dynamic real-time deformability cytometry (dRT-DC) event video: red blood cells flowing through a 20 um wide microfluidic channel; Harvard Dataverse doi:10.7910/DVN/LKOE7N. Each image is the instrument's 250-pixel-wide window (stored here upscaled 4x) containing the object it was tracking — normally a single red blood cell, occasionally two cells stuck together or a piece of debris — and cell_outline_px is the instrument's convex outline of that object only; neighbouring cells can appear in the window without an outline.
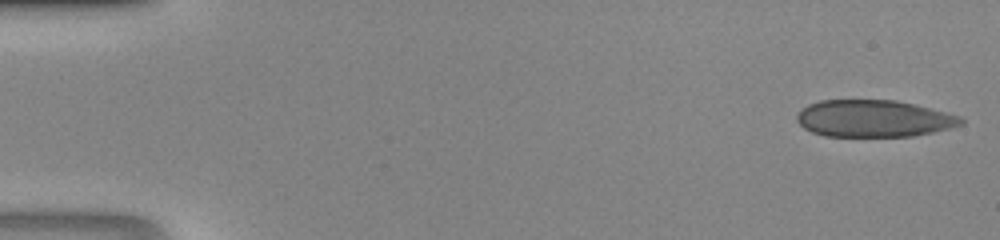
{"species": "human", "species_latin": "Homo sapiens", "temperature_condition": "room temperature", "stored_images_in_passage": 45, "camera_frame_rate_fps": 3000, "um_per_image_px": 0.085, "donor": {"sex": "male"}, "frame": {"image": 1, "passage_image": 1, "time_ms": 0.0, "image_size_px": [1000, 240], "cell_outline_px": [[964, 124], [932, 132], [912, 136], [824, 136], [812, 132], [804, 128], [796, 120], [796, 116], [808, 104], [820, 100], [896, 100], [960, 116], [964, 120]], "centroid_in_image_um": [74.24, 10.08], "position_along_channel_um": 10.8, "area_um2": 35.08}}
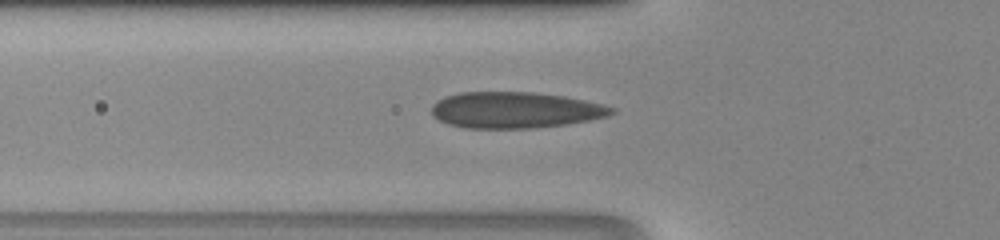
{"frame": {"image": 2, "passage_image": 16, "time_ms": 5.0, "image_size_px": [1000, 240], "cell_outline_px": [[616, 112], [608, 116], [588, 120], [564, 124], [536, 128], [464, 128], [448, 124], [432, 116], [432, 104], [436, 100], [444, 96], [460, 92], [532, 92], [564, 96], [604, 104], [616, 108]], "centroid_in_image_um": [43.77, 9.35], "position_along_channel_um": 82.0, "area_um2": 38.15}}
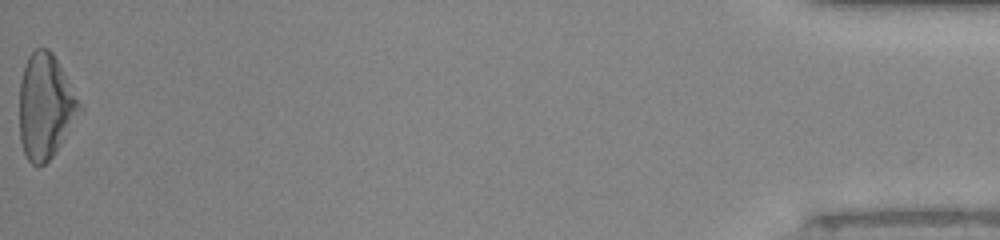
{"frame": {"image": 3, "passage_image": 45, "time_ms": 14.667, "image_size_px": [1000, 240], "cell_outline_px": [[84, 108], [52, 156], [44, 164], [32, 164], [28, 160], [24, 152], [20, 140], [20, 80], [24, 64], [28, 56], [36, 48], [48, 48], [52, 52]], "centroid_in_image_um": [3.86, 9.02], "position_along_channel_um": 431.3, "area_um2": 36.47}}